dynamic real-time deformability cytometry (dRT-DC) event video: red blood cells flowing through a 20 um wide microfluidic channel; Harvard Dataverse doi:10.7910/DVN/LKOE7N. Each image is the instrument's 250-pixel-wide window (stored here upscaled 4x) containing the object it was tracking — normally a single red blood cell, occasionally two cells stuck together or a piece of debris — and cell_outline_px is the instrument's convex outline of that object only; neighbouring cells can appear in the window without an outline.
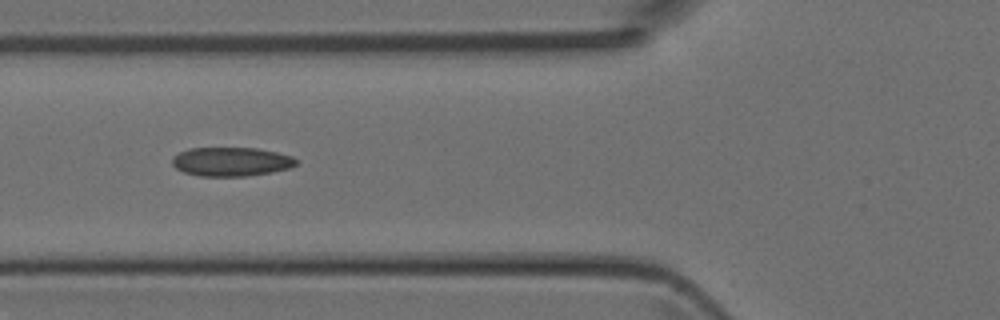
{"species": "Egyptian fruit bat (a non-hibernating species)", "species_latin": "Rousettus aegyptiacus", "temperature_condition": "room temperature", "stored_images_in_passage": 4, "camera_frame_rate_fps": 3000, "um_per_image_px": 0.085, "animal": {"sex": "female"}, "frame": {"image": 1, "passage_image": 4, "time_ms": 1.0, "image_size_px": [1000, 320], "cell_outline_px": [[296, 164], [288, 168], [272, 172], [248, 176], [200, 176], [184, 172], [176, 168], [172, 164], [172, 156], [188, 148], [256, 148], [276, 152], [292, 156], [296, 160]], "centroid_in_image_um": [19.62, 13.74], "position_along_channel_um": 106.2, "area_um2": 20.87}}